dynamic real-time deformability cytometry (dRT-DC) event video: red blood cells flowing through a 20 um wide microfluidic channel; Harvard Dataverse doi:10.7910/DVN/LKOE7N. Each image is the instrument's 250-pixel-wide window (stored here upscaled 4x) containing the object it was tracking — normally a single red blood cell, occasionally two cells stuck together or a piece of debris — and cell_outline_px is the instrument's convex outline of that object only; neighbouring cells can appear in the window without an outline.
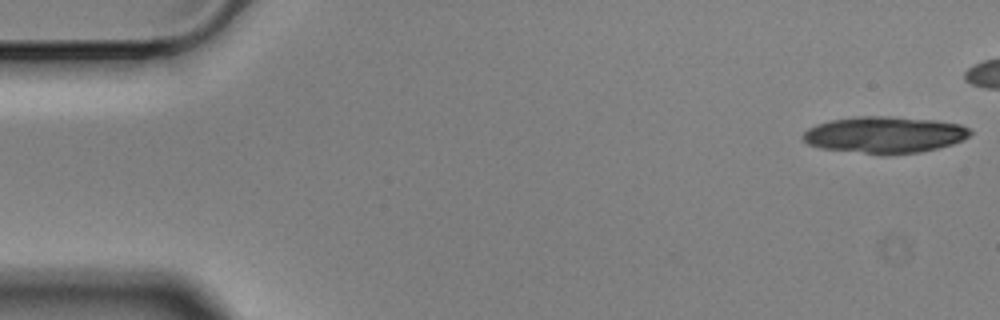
{"species": "Egyptian fruit bat (a non-hibernating species)", "species_latin": "Rousettus aegyptiacus", "temperature_condition": "cold", "stored_images_in_passage": 18, "camera_frame_rate_fps": 3000, "um_per_image_px": 0.085, "animal": {"sex": "male"}, "frame": {"image": 1, "passage_image": 1, "time_ms": 0.0, "image_size_px": [1000, 320], "cell_outline_px": [[972, 132], [964, 140], [952, 144], [920, 152], [888, 156], [884, 156], [820, 148], [808, 144], [804, 140], [804, 132], [808, 128], [816, 124], [828, 120], [852, 116], [888, 116], [936, 120], [960, 124], [972, 128]], "centroid_in_image_um": [75.2, 11.46], "position_along_channel_um": 9.8, "area_um2": 36.3}}